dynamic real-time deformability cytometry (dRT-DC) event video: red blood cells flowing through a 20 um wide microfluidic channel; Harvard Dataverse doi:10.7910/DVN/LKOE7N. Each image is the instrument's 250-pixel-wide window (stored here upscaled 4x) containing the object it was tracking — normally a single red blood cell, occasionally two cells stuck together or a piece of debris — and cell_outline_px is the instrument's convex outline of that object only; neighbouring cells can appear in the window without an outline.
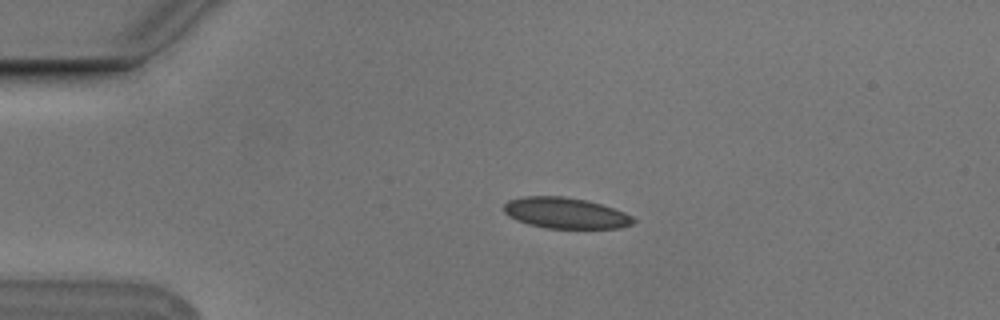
{"species": "Egyptian fruit bat (a non-hibernating species)", "species_latin": "Rousettus aegyptiacus", "temperature_condition": "cold", "stored_images_in_passage": 53, "camera_frame_rate_fps": 3000, "um_per_image_px": 0.085, "animal": {"sex": "male"}, "frame": {"image": 1, "passage_image": 11, "time_ms": 3.333, "image_size_px": [1000, 320], "cell_outline_px": [[636, 220], [632, 224], [620, 228], [544, 228], [528, 224], [516, 220], [508, 216], [504, 212], [504, 204], [508, 200], [524, 196], [564, 196], [584, 200], [600, 204], [624, 212], [632, 216]], "centroid_in_image_um": [48.04, 18.11], "position_along_channel_um": 37.0, "area_um2": 23.29}}
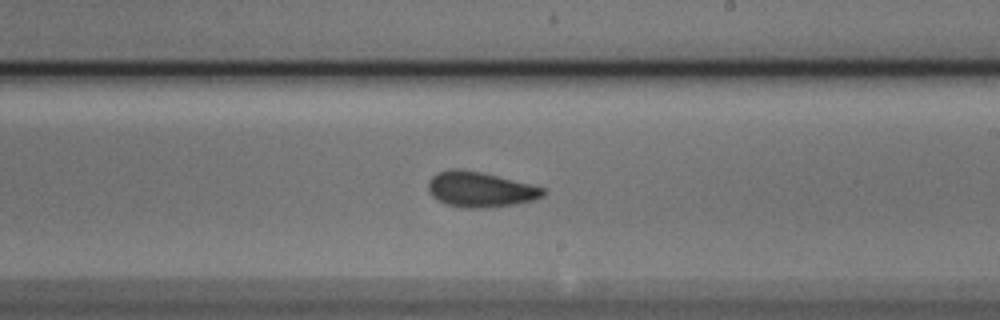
{"frame": {"image": 2, "passage_image": 31, "time_ms": 10.0, "image_size_px": [1000, 320], "cell_outline_px": [[544, 196], [532, 200], [512, 204], [480, 208], [464, 208], [444, 204], [432, 196], [428, 188], [428, 180], [432, 176], [440, 172], [456, 168], [480, 172], [544, 188]], "centroid_in_image_um": [40.76, 16.11], "position_along_channel_um": 248.2, "area_um2": 23.12}}
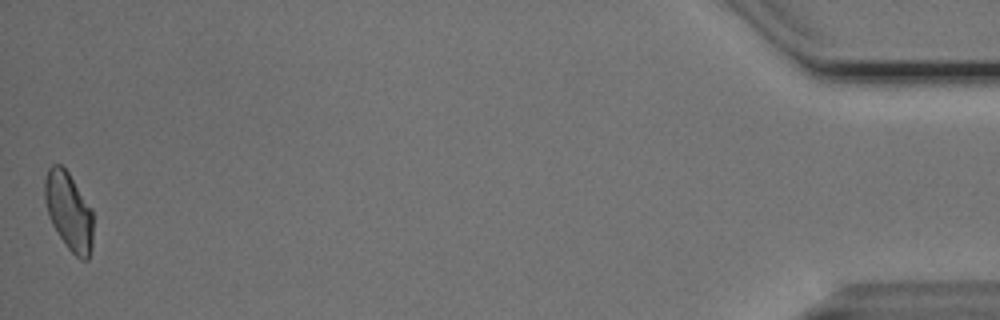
{"frame": {"image": 3, "passage_image": 53, "time_ms": 17.333, "image_size_px": [1000, 320], "cell_outline_px": [[92, 248], [88, 260], [80, 260], [68, 248], [52, 224], [48, 216], [44, 200], [44, 180], [48, 168], [52, 164], [60, 164], [68, 172], [92, 208]], "centroid_in_image_um": [5.84, 17.95], "position_along_channel_um": 429.4, "area_um2": 22.08}, "authors_computed_cell_mechanics": {"area_um2": 22.7154, "velocity_mm_per_s": 3.7535, "shape_relaxation_time_tau1_ms": 4.5345, "shape_relaxation_time_tau2_ms": 1.5148, "deformation_change_tau1": 0.1368, "deformation_change_tau2": 0.0626}}